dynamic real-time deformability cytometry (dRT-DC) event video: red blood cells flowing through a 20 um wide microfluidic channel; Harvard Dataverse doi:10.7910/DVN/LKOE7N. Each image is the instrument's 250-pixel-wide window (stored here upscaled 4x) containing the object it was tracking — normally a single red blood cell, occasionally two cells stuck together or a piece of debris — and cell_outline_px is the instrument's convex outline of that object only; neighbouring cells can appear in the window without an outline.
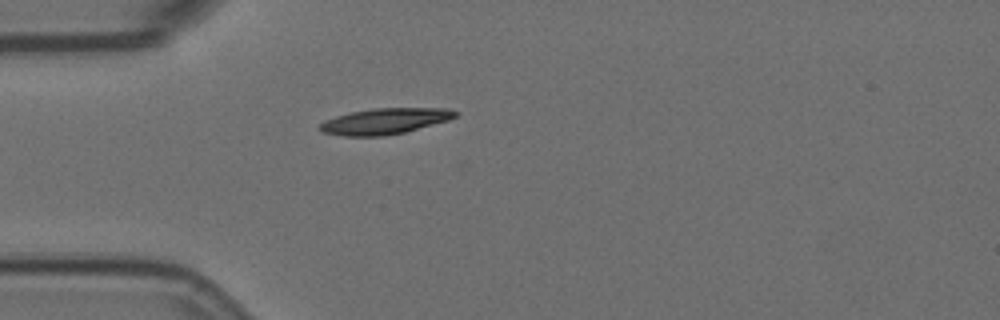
{"species": "Egyptian fruit bat (a non-hibernating species)", "species_latin": "Rousettus aegyptiacus", "temperature_condition": "room temperature", "stored_images_in_passage": 1, "camera_frame_rate_fps": 3000, "um_per_image_px": 0.085, "animal": {"sex": "female"}, "frame": {"image": 1, "passage_image": 1, "time_ms": 0.0, "image_size_px": [1000, 320], "cell_outline_px": [[460, 112], [456, 116], [448, 120], [404, 132], [384, 136], [344, 136], [320, 132], [316, 128], [324, 120], [336, 116], [352, 112], [372, 108], [448, 108]], "centroid_in_image_um": [32.67, 10.3], "position_along_channel_um": 52.3, "area_um2": 20.52}}